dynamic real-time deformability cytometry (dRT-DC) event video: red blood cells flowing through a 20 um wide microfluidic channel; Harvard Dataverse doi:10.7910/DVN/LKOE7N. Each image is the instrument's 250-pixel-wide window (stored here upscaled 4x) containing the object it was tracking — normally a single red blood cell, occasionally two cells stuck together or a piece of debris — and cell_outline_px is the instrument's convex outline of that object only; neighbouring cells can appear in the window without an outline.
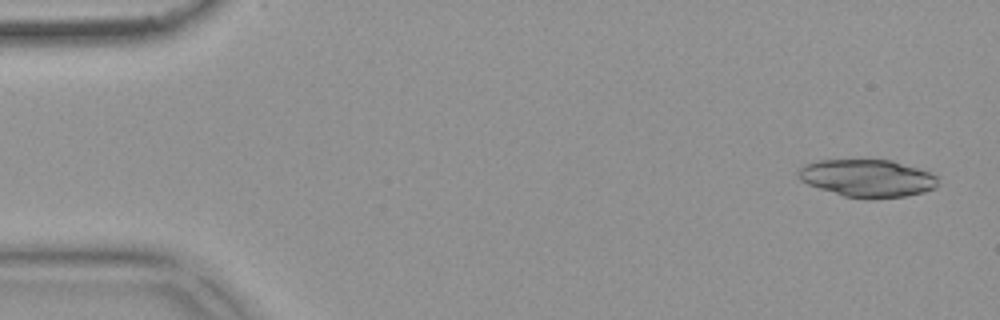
{"species": "common noctule bat (a hibernating species)", "species_latin": "Nyctalus noctula", "temperature_condition": "warm", "stored_images_in_passage": 51, "camera_frame_rate_fps": 3000, "um_per_image_px": 0.085, "animal": {"sex": "female", "body_mass_g": 18.4}, "frame": {"image": 1, "passage_image": 2, "time_ms": 0.333, "image_size_px": [1000, 320], "cell_outline_px": [[936, 188], [924, 192], [904, 196], [872, 200], [844, 196], [808, 184], [800, 180], [800, 168], [804, 164], [820, 160], [892, 160], [928, 172], [936, 176]], "centroid_in_image_um": [73.73, 15.16], "position_along_channel_um": 11.3, "area_um2": 30.29}}
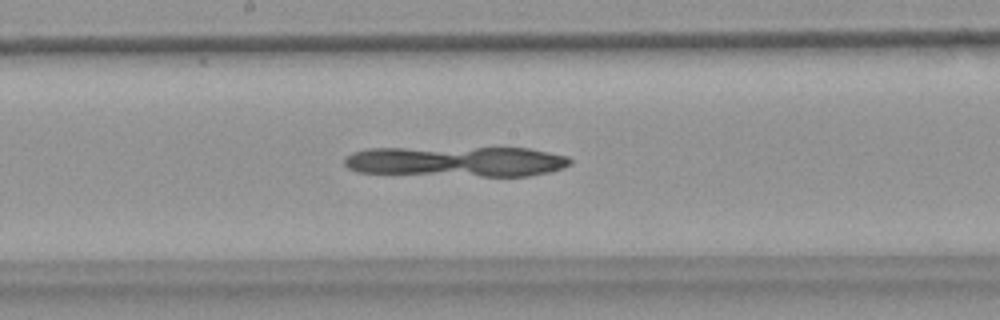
{"frame": {"image": 2, "passage_image": 27, "time_ms": 8.667, "image_size_px": [1000, 320], "cell_outline_px": [[572, 164], [548, 172], [528, 176], [480, 176], [356, 172], [348, 168], [344, 164], [344, 156], [352, 152], [368, 148], [528, 148], [568, 156], [572, 160]], "centroid_in_image_um": [38.78, 13.72], "position_along_channel_um": 209.4, "area_um2": 40.0}}
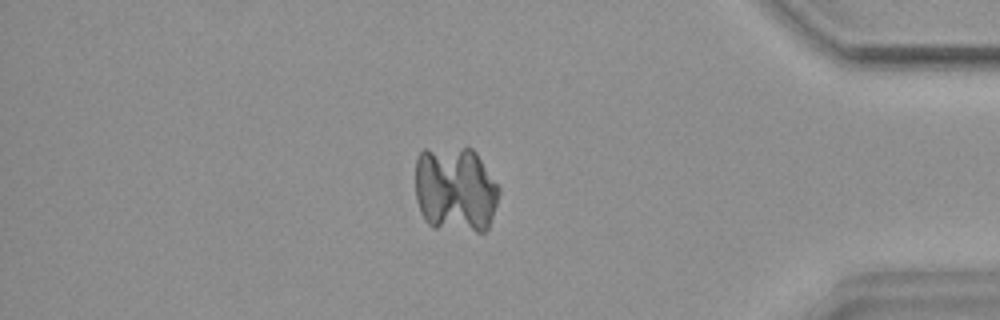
{"frame": {"image": 3, "passage_image": 44, "time_ms": 14.333, "image_size_px": [1000, 320], "cell_outline_px": [[500, 192], [488, 228], [484, 232], [476, 232], [432, 228], [424, 220], [420, 212], [416, 200], [416, 156], [424, 148], [472, 148], [476, 152], [500, 188]], "centroid_in_image_um": [38.68, 16.12], "position_along_channel_um": 396.5, "area_um2": 42.6}}